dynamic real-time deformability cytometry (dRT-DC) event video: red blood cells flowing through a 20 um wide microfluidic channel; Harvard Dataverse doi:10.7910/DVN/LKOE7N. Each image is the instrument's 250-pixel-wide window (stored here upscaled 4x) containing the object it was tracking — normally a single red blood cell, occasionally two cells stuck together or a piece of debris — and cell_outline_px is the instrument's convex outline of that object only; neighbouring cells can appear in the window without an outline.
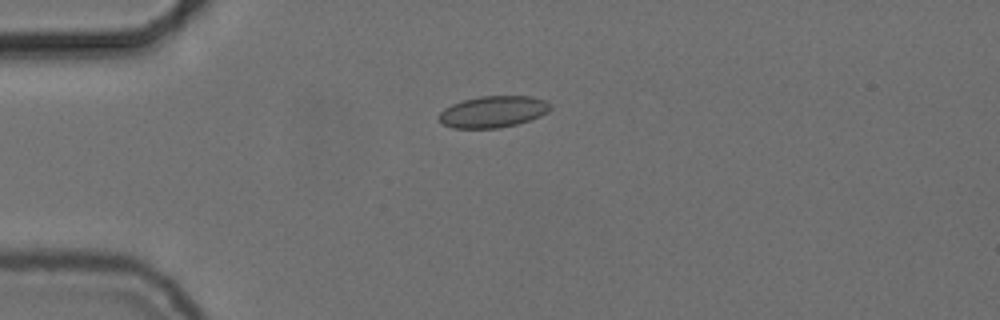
{"species": "common noctule bat (a hibernating species)", "species_latin": "Nyctalus noctula", "temperature_condition": "cold", "stored_images_in_passage": 36, "camera_frame_rate_fps": 3000, "um_per_image_px": 0.085, "animal": {"sex": "female", "body_mass_g": 24.6, "forearm_length_mm": 56.2}, "frame": {"image": 1, "passage_image": 1, "time_ms": 0.0, "image_size_px": [1000, 320], "cell_outline_px": [[552, 108], [548, 112], [540, 116], [516, 124], [496, 128], [452, 128], [444, 124], [436, 116], [444, 108], [452, 104], [464, 100], [480, 96], [532, 96], [544, 100], [552, 104]], "centroid_in_image_um": [41.91, 9.49], "position_along_channel_um": 43.1, "area_um2": 20.46}}
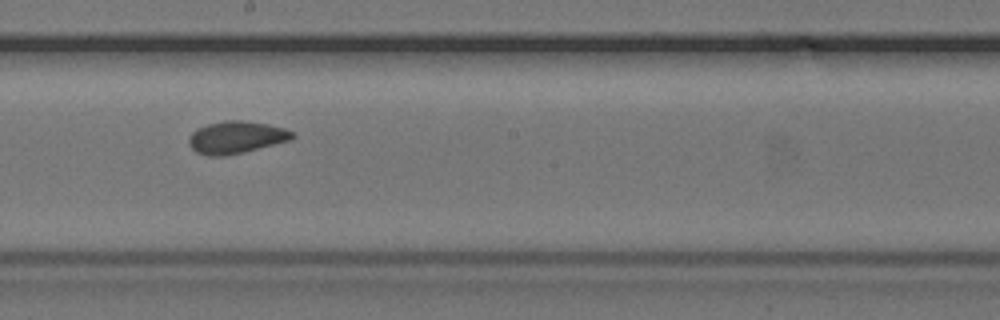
{"frame": {"image": 2, "passage_image": 18, "time_ms": 5.667, "image_size_px": [1000, 320], "cell_outline_px": [[296, 136], [292, 140], [244, 152], [224, 156], [208, 156], [196, 152], [188, 144], [188, 140], [192, 132], [196, 128], [208, 124], [224, 120], [244, 120], [268, 124], [284, 128], [296, 132]], "centroid_in_image_um": [20.1, 11.67], "position_along_channel_um": 228.1, "area_um2": 19.77}}
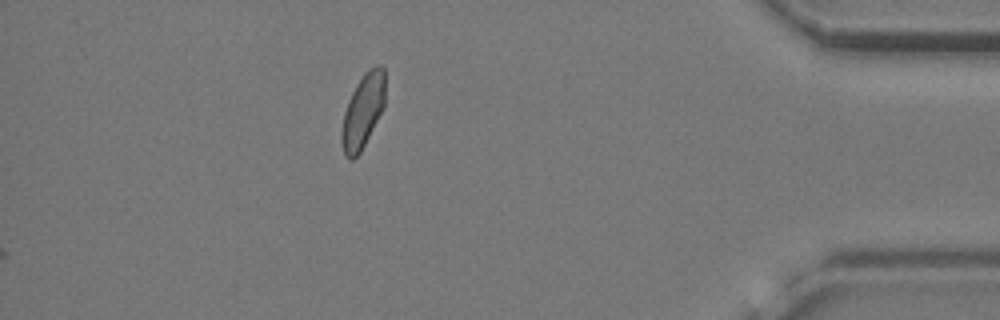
{"frame": {"image": 3, "passage_image": 36, "time_ms": 11.667, "image_size_px": [1000, 320], "cell_outline_px": [[384, 108], [360, 152], [352, 160], [348, 160], [344, 156], [340, 136], [340, 132], [344, 112], [348, 100], [356, 84], [364, 72], [368, 68], [376, 64], [380, 64], [384, 68]], "centroid_in_image_um": [30.83, 9.43], "position_along_channel_um": 404.4, "area_um2": 18.96}, "authors_computed_cell_mechanics": {"area_um2": 19.1896, "velocity_mm_per_s": 3.7023, "shape_relaxation_time_tau1_ms": null, "shape_relaxation_time_tau2_ms": 2.1612, "deformation_change_tau1": null, "deformation_change_tau2": 0.065}}